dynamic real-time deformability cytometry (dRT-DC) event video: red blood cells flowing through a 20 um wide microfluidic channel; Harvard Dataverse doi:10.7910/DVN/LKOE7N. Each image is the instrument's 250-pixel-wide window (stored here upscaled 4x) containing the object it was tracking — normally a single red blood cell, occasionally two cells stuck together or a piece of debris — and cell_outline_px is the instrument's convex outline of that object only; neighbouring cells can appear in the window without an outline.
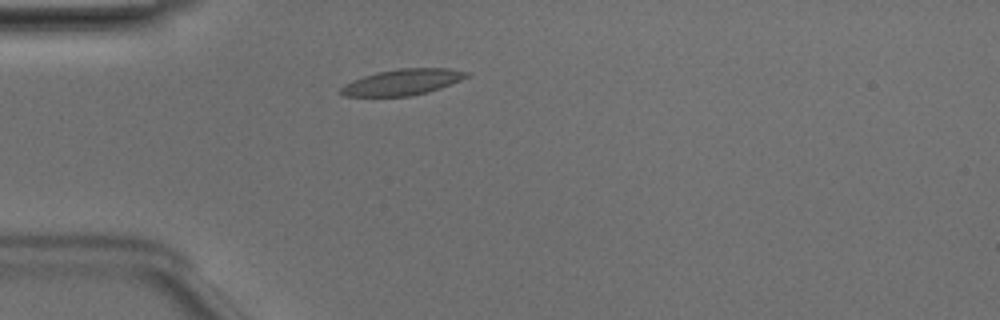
{"species": "Egyptian fruit bat (a non-hibernating species)", "species_latin": "Rousettus aegyptiacus", "temperature_condition": "room temperature", "stored_images_in_passage": 1, "camera_frame_rate_fps": 3000, "um_per_image_px": 0.085, "animal": {"sex": "male"}, "frame": {"image": 1, "passage_image": 1, "time_ms": 0.0, "image_size_px": [1000, 320], "cell_outline_px": [[468, 76], [460, 80], [440, 88], [428, 92], [412, 96], [344, 96], [340, 92], [340, 88], [344, 84], [352, 80], [364, 76], [380, 72], [400, 68], [448, 68], [468, 72]], "centroid_in_image_um": [34.2, 6.98], "position_along_channel_um": 50.8, "area_um2": 18.84}}